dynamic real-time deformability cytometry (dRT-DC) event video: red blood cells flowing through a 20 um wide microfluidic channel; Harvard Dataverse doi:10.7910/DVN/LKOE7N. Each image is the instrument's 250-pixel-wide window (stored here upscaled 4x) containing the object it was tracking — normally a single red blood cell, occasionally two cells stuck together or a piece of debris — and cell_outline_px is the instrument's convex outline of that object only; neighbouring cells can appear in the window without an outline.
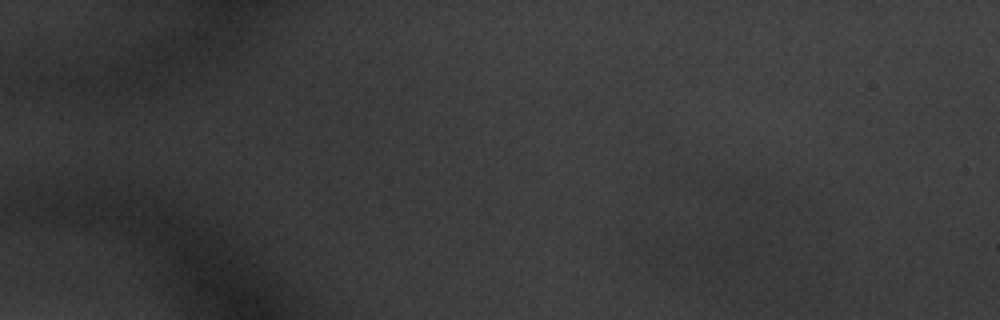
{"species": "common noctule bat (a hibernating species)", "species_latin": "Nyctalus noctula", "temperature_condition": "warm", "stored_images_in_passage": 10, "camera_frame_rate_fps": 3000, "um_per_image_px": 0.085, "animal": {"sex": "male", "body_mass_g": 20.1, "forearm_length_mm": 53.5}, "frame": {"image": 1, "passage_image": 4, "time_ms": 1.0, "image_size_px": [1000, 320], "cell_outline_px": [[764, 256], [756, 264], [724, 284], [704, 284], [688, 248], [688, 244], [708, 240], [744, 240], [756, 244]], "centroid_in_image_um": [61.52, 22.02], "position_along_channel_um": 23.5, "area_um2": 17.34}}